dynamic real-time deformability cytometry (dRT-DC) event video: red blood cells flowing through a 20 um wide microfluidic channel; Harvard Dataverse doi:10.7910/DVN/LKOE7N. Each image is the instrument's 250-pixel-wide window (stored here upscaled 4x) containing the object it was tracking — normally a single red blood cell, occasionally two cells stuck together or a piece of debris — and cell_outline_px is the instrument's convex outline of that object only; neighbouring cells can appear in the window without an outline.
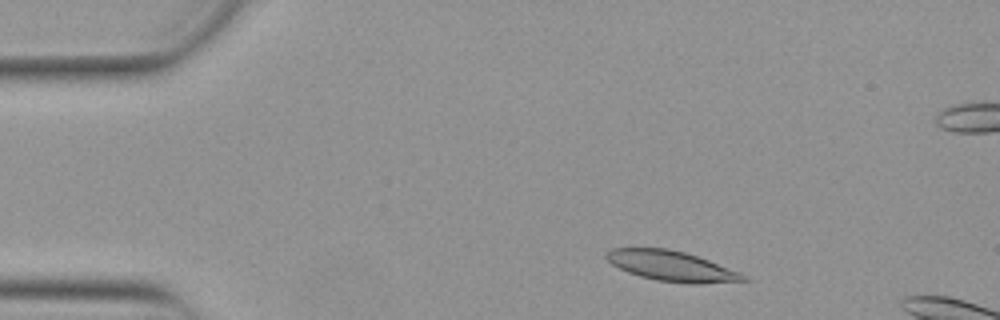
{"species": "Egyptian fruit bat (a non-hibernating species)", "species_latin": "Rousettus aegyptiacus", "temperature_condition": "warm", "stored_images_in_passage": 50, "camera_frame_rate_fps": 3000, "um_per_image_px": 0.085, "animal": {"sex": "female"}, "frame": {"image": 1, "passage_image": 5, "time_ms": 1.333, "image_size_px": [1000, 320], "cell_outline_px": [[752, 280], [700, 284], [692, 284], [656, 280], [640, 276], [628, 272], [612, 264], [604, 256], [612, 248], [668, 248], [684, 252], [708, 260], [740, 272], [748, 276]], "centroid_in_image_um": [57.12, 22.62], "position_along_channel_um": 27.9, "area_um2": 24.04}}
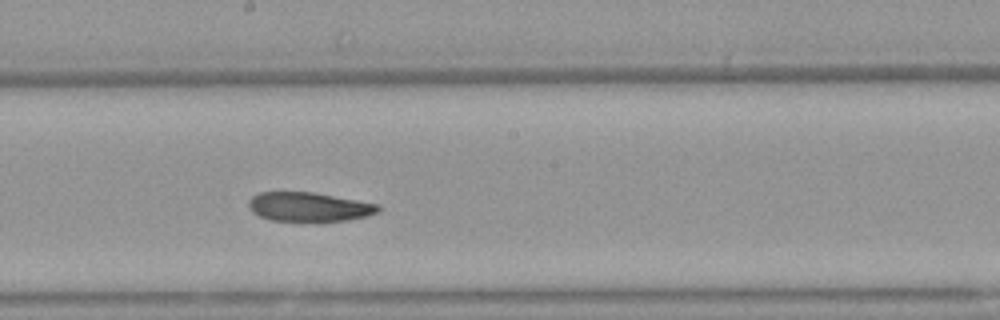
{"frame": {"image": 2, "passage_image": 25, "time_ms": 8.0, "image_size_px": [1000, 320], "cell_outline_px": [[380, 208], [376, 212], [368, 216], [344, 220], [268, 220], [252, 212], [248, 204], [248, 200], [252, 196], [260, 192], [312, 192], [380, 204]], "centroid_in_image_um": [26.24, 17.57], "position_along_channel_um": 222.0, "area_um2": 21.68}}
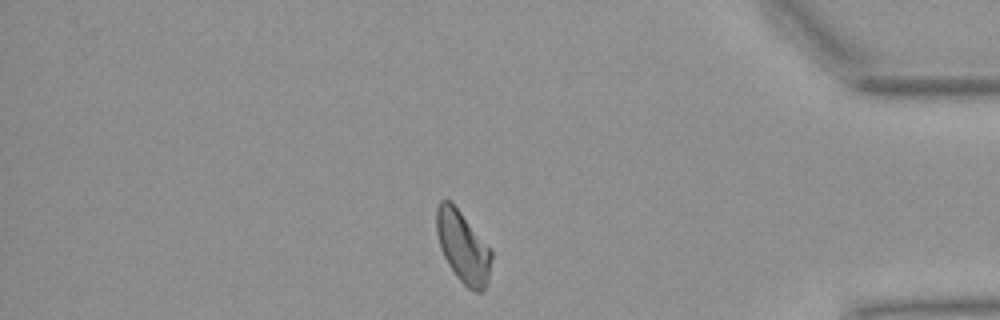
{"frame": {"image": 3, "passage_image": 41, "time_ms": 13.333, "image_size_px": [1000, 320], "cell_outline_px": [[492, 256], [488, 284], [480, 292], [472, 292], [456, 276], [448, 264], [440, 248], [436, 232], [436, 208], [440, 200], [448, 200], [460, 212], [492, 248]], "centroid_in_image_um": [39.37, 21.02], "position_along_channel_um": 395.8, "area_um2": 23.0}, "authors_computed_cell_mechanics": {"area_um2": 23.12, "velocity_mm_per_s": 3.8585, "shape_relaxation_time_tau1_ms": null, "shape_relaxation_time_tau2_ms": 5.8503, "deformation_change_tau1": null, "deformation_change_tau2": 0.1267}}